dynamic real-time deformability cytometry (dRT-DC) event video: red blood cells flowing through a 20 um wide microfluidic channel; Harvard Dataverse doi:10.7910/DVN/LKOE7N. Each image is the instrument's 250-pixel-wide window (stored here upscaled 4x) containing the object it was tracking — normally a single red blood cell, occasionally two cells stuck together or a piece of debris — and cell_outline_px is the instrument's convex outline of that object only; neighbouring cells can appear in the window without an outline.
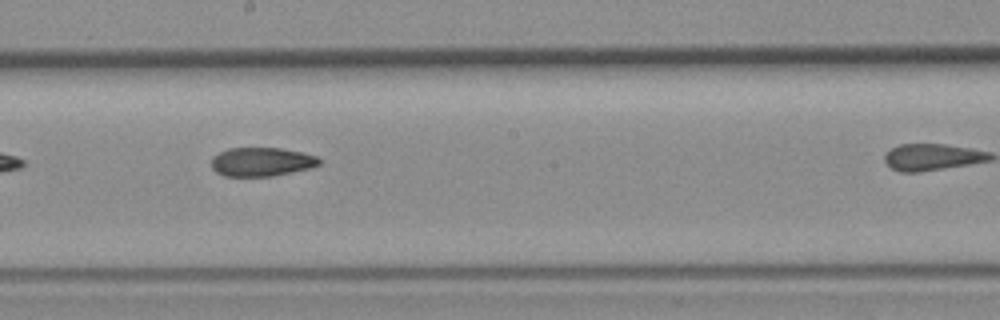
{"species": "common noctule bat (a hibernating species)", "species_latin": "Nyctalus noctula", "temperature_condition": "room temperature", "stored_images_in_passage": 9, "camera_frame_rate_fps": 3000, "um_per_image_px": 0.085, "animal": {"sex": "female", "body_mass_g": 19.3, "forearm_length_mm": 54.1}, "frame": {"image": 1, "passage_image": 7, "time_ms": 2.0, "image_size_px": [1000, 320], "cell_outline_px": [[320, 164], [308, 168], [292, 172], [272, 176], [224, 176], [216, 172], [212, 168], [212, 156], [228, 148], [280, 148], [300, 152], [316, 156], [320, 160]], "centroid_in_image_um": [22.2, 13.75], "position_along_channel_um": 226.0, "area_um2": 17.98}}
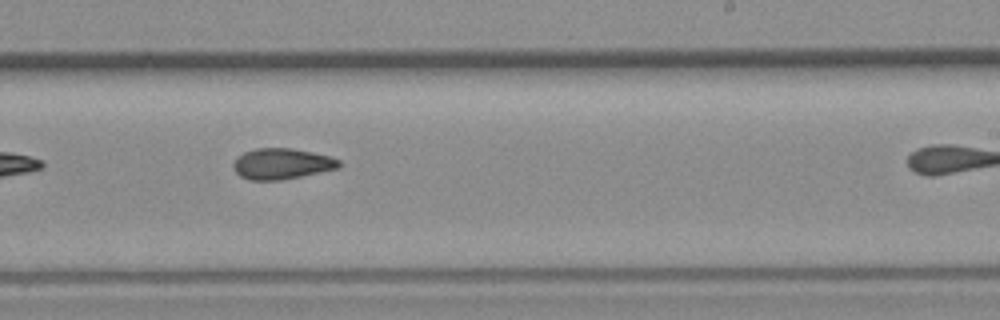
{"frame": {"image": 2, "passage_image": 8, "time_ms": 2.333, "image_size_px": [1000, 320], "cell_outline_px": [[340, 168], [280, 180], [248, 180], [240, 176], [236, 172], [232, 164], [236, 156], [244, 152], [256, 148], [292, 148], [312, 152], [328, 156], [340, 160]], "centroid_in_image_um": [23.92, 13.92], "position_along_channel_um": 265.1, "area_um2": 19.02}}